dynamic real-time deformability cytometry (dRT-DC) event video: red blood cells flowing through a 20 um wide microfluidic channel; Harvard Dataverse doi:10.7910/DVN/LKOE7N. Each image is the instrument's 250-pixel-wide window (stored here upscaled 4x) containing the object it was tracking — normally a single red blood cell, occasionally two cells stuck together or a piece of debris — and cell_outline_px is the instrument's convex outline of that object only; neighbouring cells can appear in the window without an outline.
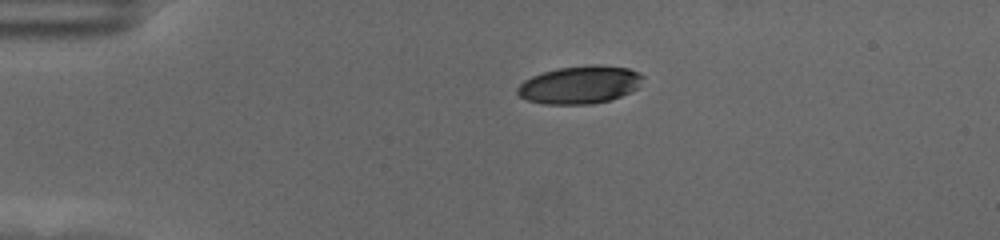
{"species": "human", "species_latin": "Homo sapiens", "temperature_condition": "cold", "stored_images_in_passage": 47, "camera_frame_rate_fps": 3000, "um_per_image_px": 0.085, "donor": {"sex": "female"}, "frame": {"image": 1, "passage_image": 1, "time_ms": 0.0, "image_size_px": [1000, 240], "cell_outline_px": [[644, 76], [636, 88], [632, 92], [612, 100], [592, 104], [544, 104], [528, 100], [520, 96], [516, 92], [516, 88], [524, 80], [532, 76], [556, 68], [592, 64], [596, 64], [628, 68]], "centroid_in_image_um": [49.28, 7.21], "position_along_channel_um": 35.7, "area_um2": 27.74}}
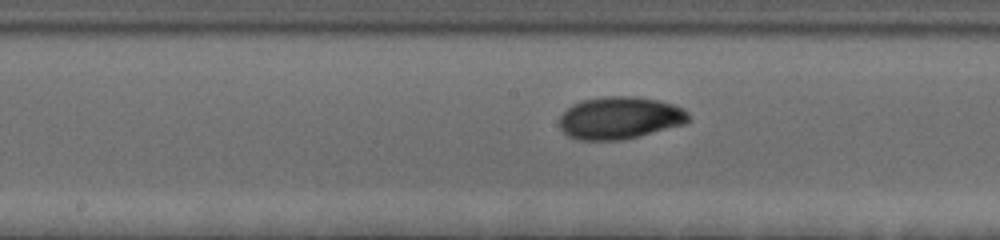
{"frame": {"image": 2, "passage_image": 19, "time_ms": 6.0, "image_size_px": [1000, 240], "cell_outline_px": [[688, 120], [684, 124], [640, 136], [624, 140], [580, 140], [568, 136], [560, 128], [560, 116], [572, 104], [580, 100], [608, 96], [632, 96], [660, 100], [684, 108], [688, 112]], "centroid_in_image_um": [52.68, 10.02], "position_along_channel_um": 195.5, "area_um2": 31.96}}
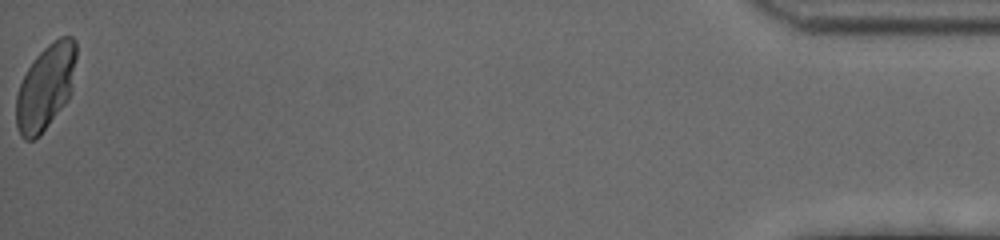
{"frame": {"image": 3, "passage_image": 47, "time_ms": 15.333, "image_size_px": [1000, 240], "cell_outline_px": [[76, 56], [72, 88], [64, 104], [40, 136], [32, 140], [24, 140], [20, 136], [16, 124], [16, 96], [20, 84], [28, 68], [36, 56], [48, 44], [60, 36], [72, 36], [76, 40]], "centroid_in_image_um": [3.87, 7.41], "position_along_channel_um": 431.3, "area_um2": 29.65}, "authors_computed_cell_mechanics": {"area_um2": 29.9982, "velocity_mm_per_s": 3.4852, "shape_relaxation_time_tau1_ms": 3.0176, "shape_relaxation_time_tau2_ms": null, "deformation_change_tau1": 0.1559, "deformation_change_tau2": null}}